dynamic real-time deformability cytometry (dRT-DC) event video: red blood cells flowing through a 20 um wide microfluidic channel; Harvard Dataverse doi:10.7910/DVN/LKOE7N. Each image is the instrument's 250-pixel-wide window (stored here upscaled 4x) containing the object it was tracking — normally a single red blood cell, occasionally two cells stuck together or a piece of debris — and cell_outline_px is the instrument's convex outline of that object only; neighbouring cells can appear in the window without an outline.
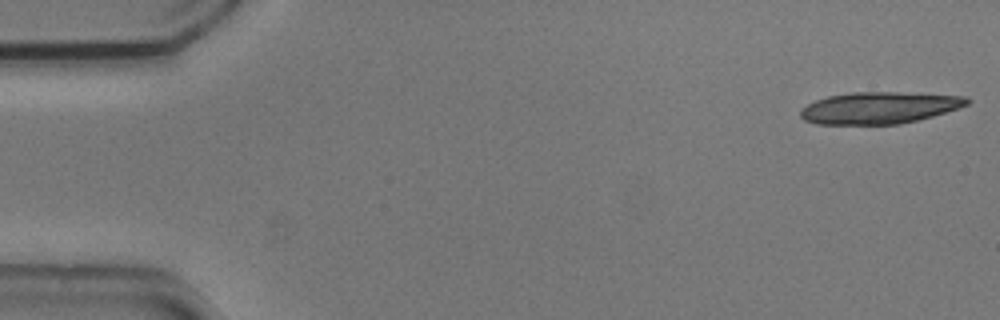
{"species": "common noctule bat (a hibernating species)", "species_latin": "Nyctalus noctula", "temperature_condition": "cold", "stored_images_in_passage": 11, "camera_frame_rate_fps": 3000, "um_per_image_px": 0.085, "animal": {"sex": "male", "body_mass_g": 20.5, "forearm_length_mm": 52.5}, "frame": {"image": 1, "passage_image": 1, "time_ms": 0.0, "image_size_px": [1000, 320], "cell_outline_px": [[972, 100], [968, 104], [932, 116], [900, 124], [816, 124], [804, 120], [800, 116], [800, 112], [808, 104], [816, 100], [828, 96], [852, 92], [896, 92], [964, 96]], "centroid_in_image_um": [74.72, 9.16], "position_along_channel_um": 10.3, "area_um2": 30.52}}